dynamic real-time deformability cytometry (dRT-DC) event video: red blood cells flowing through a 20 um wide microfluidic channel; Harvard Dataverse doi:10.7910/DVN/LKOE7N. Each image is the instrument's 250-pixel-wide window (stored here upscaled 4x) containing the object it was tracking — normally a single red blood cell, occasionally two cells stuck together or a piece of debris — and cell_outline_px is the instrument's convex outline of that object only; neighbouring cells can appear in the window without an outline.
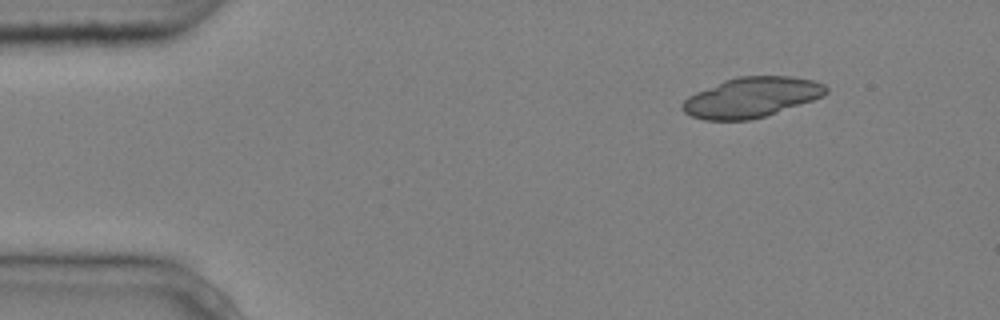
{"species": "common noctule bat (a hibernating species)", "species_latin": "Nyctalus noctula", "temperature_condition": "cold", "stored_images_in_passage": 5, "segment_of_instrument_passage": [2, 2], "camera_frame_rate_fps": 3000, "um_per_image_px": 0.085, "animal": {"sex": "male", "body_mass_g": 20.4}, "frame": {"image": 1, "passage_image": 5, "time_ms": 1.333, "image_size_px": [1000, 320], "cell_outline_px": [[828, 92], [824, 96], [764, 116], [748, 120], [704, 120], [692, 116], [684, 112], [680, 108], [680, 104], [688, 96], [696, 92], [724, 80], [736, 76], [792, 76], [812, 80], [824, 84], [828, 88]], "centroid_in_image_um": [63.85, 8.26], "position_along_channel_um": 21.2, "area_um2": 33.47}}